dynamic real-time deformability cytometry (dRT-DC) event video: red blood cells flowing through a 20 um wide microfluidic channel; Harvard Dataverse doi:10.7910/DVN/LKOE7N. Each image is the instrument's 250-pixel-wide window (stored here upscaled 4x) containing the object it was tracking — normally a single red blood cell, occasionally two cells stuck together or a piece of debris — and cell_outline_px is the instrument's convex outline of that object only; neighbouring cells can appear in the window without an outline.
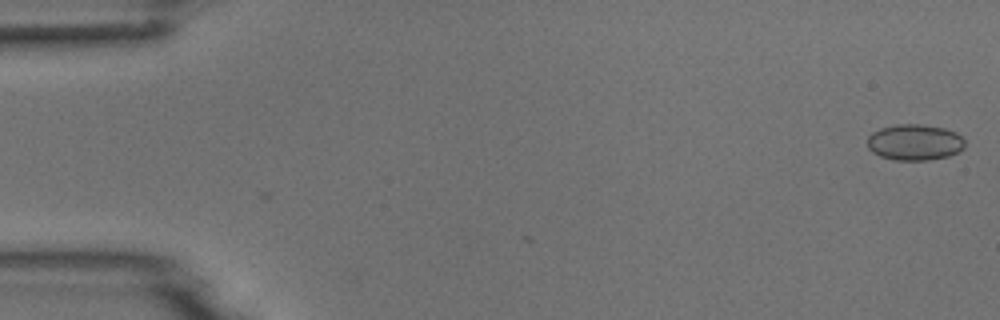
{"species": "common noctule bat (a hibernating species)", "species_latin": "Nyctalus noctula", "temperature_condition": "room temperature", "stored_images_in_passage": 5, "camera_frame_rate_fps": 3000, "um_per_image_px": 0.085, "animal": {"sex": "male", "body_mass_g": 18.8}, "frame": {"image": 1, "passage_image": 1, "time_ms": 0.0, "image_size_px": [1000, 320], "cell_outline_px": [[964, 148], [948, 156], [928, 160], [892, 160], [880, 156], [872, 152], [868, 148], [868, 136], [872, 132], [880, 128], [896, 124], [924, 124], [944, 128], [956, 132], [964, 140]], "centroid_in_image_um": [77.72, 12.09], "position_along_channel_um": 7.3, "area_um2": 20.58}}
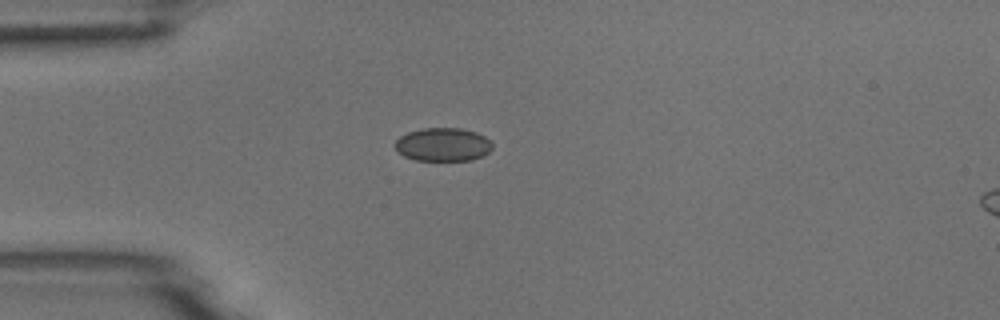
{"frame": {"image": 2, "passage_image": 4, "time_ms": 4.333, "image_size_px": [1000, 320], "cell_outline_px": [[492, 148], [488, 152], [472, 160], [416, 160], [404, 156], [396, 152], [396, 140], [400, 136], [408, 132], [420, 128], [460, 128], [476, 132], [484, 136], [492, 144]], "centroid_in_image_um": [37.62, 12.28], "position_along_channel_um": 47.4, "area_um2": 18.84}}